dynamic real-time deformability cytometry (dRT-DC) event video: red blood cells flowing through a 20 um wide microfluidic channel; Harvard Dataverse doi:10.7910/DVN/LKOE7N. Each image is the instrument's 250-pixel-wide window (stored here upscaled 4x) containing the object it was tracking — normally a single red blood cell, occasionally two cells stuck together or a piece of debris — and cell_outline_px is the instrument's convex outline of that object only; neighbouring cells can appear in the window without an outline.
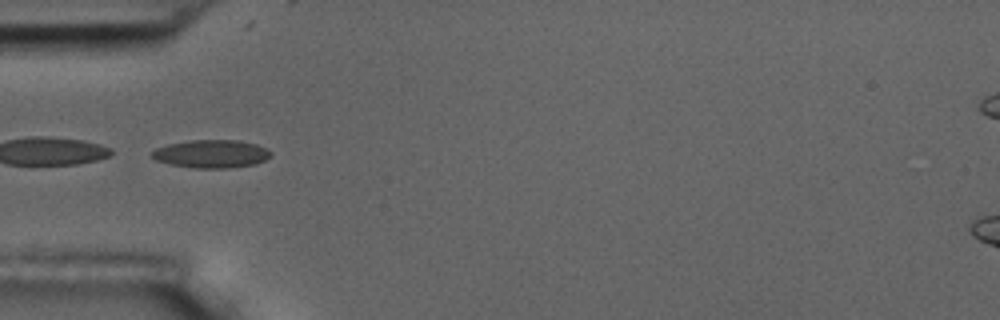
{"species": "common noctule bat (a hibernating species)", "species_latin": "Nyctalus noctula", "temperature_condition": "room temperature", "stored_images_in_passage": 6, "camera_frame_rate_fps": 3000, "um_per_image_px": 0.085, "animal": {"sex": "male", "body_mass_g": 17.5, "forearm_length_mm": 52.3}, "frame": {"image": 1, "passage_image": 5, "time_ms": 5.0, "image_size_px": [1000, 320], "cell_outline_px": [[272, 156], [256, 164], [228, 168], [192, 168], [172, 164], [156, 160], [152, 156], [152, 152], [156, 148], [168, 144], [192, 140], [236, 140], [256, 144], [268, 148], [272, 152]], "centroid_in_image_um": [18.01, 13.08], "position_along_channel_um": 67.0, "area_um2": 19.42}}